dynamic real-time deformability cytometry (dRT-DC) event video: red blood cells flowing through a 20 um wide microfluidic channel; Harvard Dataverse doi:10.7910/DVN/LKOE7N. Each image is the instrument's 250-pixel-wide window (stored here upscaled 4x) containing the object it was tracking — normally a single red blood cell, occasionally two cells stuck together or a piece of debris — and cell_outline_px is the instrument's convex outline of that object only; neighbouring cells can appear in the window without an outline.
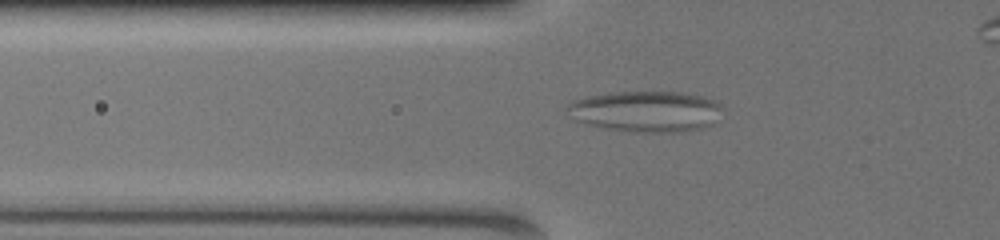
{"species": "common noctule bat (a hibernating species)", "species_latin": "Nyctalus noctula", "temperature_condition": "warm", "stored_images_in_passage": 41, "segment_of_instrument_passage": [1, 2], "camera_frame_rate_fps": 3000, "um_per_image_px": 0.085, "animal": {"sex": "female", "body_mass_g": 19.5, "forearm_length_mm": 54.1}, "frame": {"image": 1, "passage_image": 5, "time_ms": 1.333, "image_size_px": [1000, 240], "cell_outline_px": [[720, 104], [712, 124], [680, 132], [628, 132], [604, 128], [588, 124], [580, 120], [568, 108], [568, 104], [576, 100], [588, 96], [612, 92], [688, 92], [716, 100]], "centroid_in_image_um": [54.93, 9.45], "position_along_channel_um": 70.9, "area_um2": 36.24}}
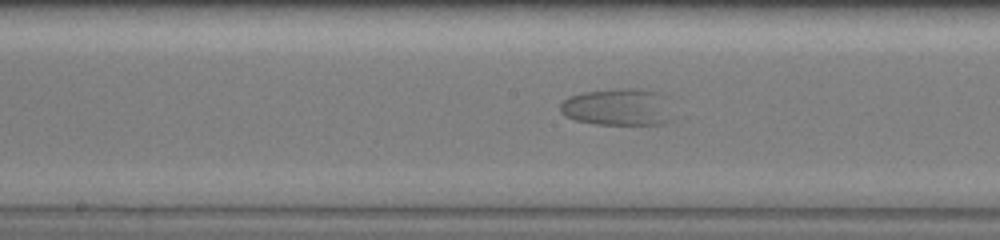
{"frame": {"image": 2, "passage_image": 17, "time_ms": 5.333, "image_size_px": [1000, 240], "cell_outline_px": [[672, 120], [664, 124], [596, 124], [576, 120], [560, 112], [560, 104], [568, 96], [584, 92], [620, 88], [640, 88], [660, 92]], "centroid_in_image_um": [52.48, 9.09], "position_along_channel_um": 195.7, "area_um2": 24.04}}
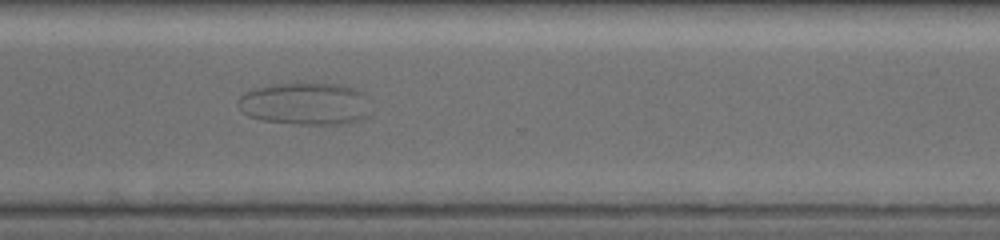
{"frame": {"image": 3, "passage_image": 31, "time_ms": 10.0, "image_size_px": [1000, 240], "cell_outline_px": [[368, 116], [360, 120], [348, 124], [292, 124], [264, 120], [248, 116], [240, 108], [240, 96], [244, 92], [256, 88], [296, 80], [336, 84], [352, 88], [364, 92]], "centroid_in_image_um": [25.95, 8.79], "position_along_channel_um": 344.7, "area_um2": 33.12}}